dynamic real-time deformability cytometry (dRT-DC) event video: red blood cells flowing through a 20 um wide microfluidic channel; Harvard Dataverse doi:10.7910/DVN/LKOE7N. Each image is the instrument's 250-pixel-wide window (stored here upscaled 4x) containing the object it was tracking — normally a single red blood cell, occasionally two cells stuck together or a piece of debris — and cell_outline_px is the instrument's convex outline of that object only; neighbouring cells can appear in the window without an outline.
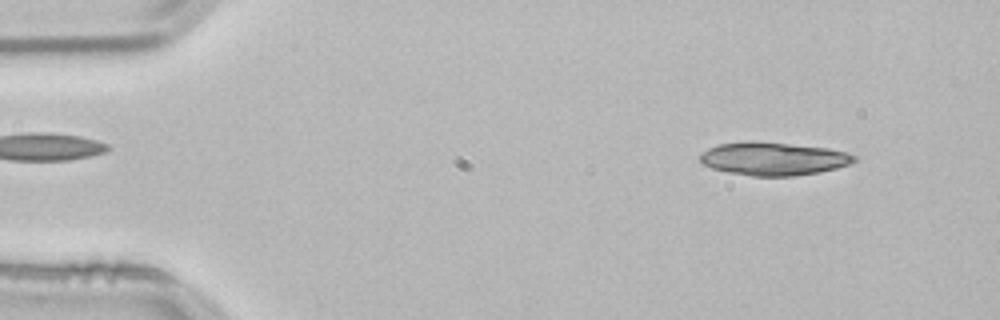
{"species": "common noctule bat (a hibernating species)", "species_latin": "Nyctalus noctula", "temperature_condition": "room temperature", "stored_images_in_passage": 19, "camera_frame_rate_fps": 3000, "um_per_image_px": 0.085, "animal": {"sex": "male", "body_mass_g": 21.5, "forearm_length_mm": 52.0}, "frame": {"image": 1, "passage_image": 5, "time_ms": 1.333, "image_size_px": [1000, 320], "cell_outline_px": [[856, 160], [852, 164], [820, 172], [792, 176], [752, 176], [728, 172], [712, 168], [700, 164], [700, 152], [708, 148], [720, 144], [744, 140], [752, 140], [828, 148], [848, 152], [856, 156]], "centroid_in_image_um": [65.72, 13.48], "position_along_channel_um": 19.3, "area_um2": 30.11}}